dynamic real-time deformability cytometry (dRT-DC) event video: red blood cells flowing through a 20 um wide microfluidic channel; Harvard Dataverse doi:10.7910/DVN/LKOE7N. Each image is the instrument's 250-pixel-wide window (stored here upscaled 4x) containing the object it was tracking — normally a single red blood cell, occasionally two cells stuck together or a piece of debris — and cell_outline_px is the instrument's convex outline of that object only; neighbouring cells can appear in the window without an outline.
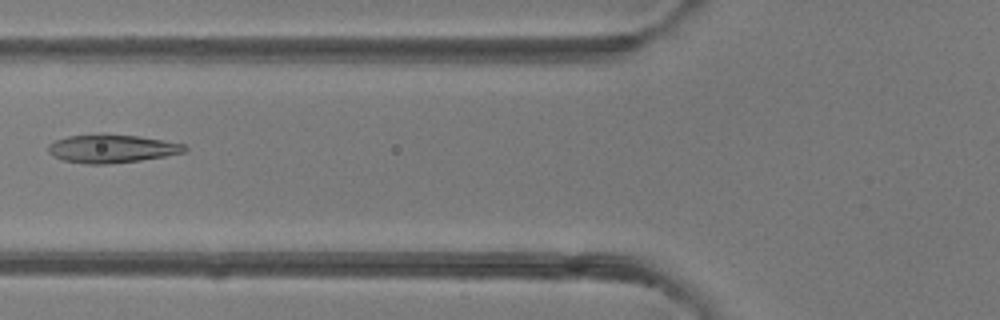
{"species": "common noctule bat (a hibernating species)", "species_latin": "Nyctalus noctula", "temperature_condition": "room temperature", "stored_images_in_passage": 4, "camera_frame_rate_fps": 3000, "um_per_image_px": 0.085, "animal": {"sex": "female"}, "frame": {"image": 1, "passage_image": 4, "time_ms": 3.333, "image_size_px": [1000, 320], "cell_outline_px": [[188, 148], [184, 152], [164, 156], [140, 160], [108, 164], [84, 164], [64, 160], [52, 156], [48, 152], [48, 144], [56, 140], [68, 136], [100, 132], [140, 136], [184, 144]], "centroid_in_image_um": [9.46, 12.61], "position_along_channel_um": 116.3, "area_um2": 22.83}}